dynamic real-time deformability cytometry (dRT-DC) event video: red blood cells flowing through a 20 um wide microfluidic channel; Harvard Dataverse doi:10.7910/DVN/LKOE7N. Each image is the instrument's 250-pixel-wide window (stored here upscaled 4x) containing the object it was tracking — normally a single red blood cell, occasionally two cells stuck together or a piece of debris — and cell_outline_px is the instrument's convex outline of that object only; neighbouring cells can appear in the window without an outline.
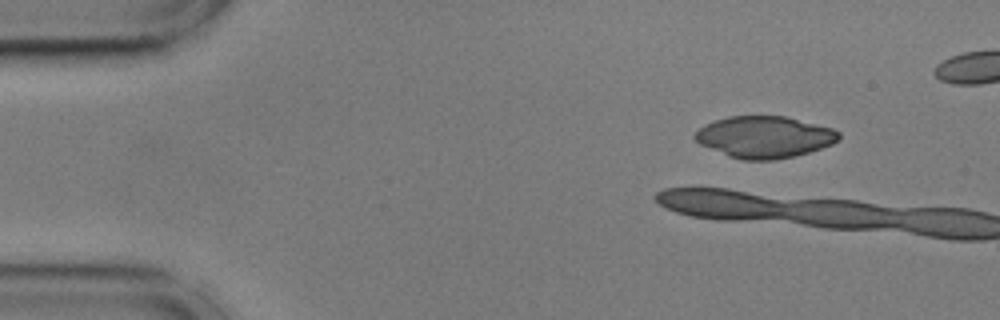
{"species": "common noctule bat (a hibernating species)", "species_latin": "Nyctalus noctula", "temperature_condition": "cold", "stored_images_in_passage": 3, "camera_frame_rate_fps": 3000, "um_per_image_px": 0.085, "animal": {"sex": "male", "body_mass_g": 17.9, "forearm_length_mm": 54.2}, "frame": {"image": 1, "passage_image": 1, "time_ms": 0.0, "image_size_px": [1000, 320], "cell_outline_px": [[840, 140], [832, 144], [808, 152], [792, 156], [772, 160], [744, 160], [728, 156], [700, 144], [692, 136], [704, 124], [728, 116], [784, 116], [832, 128], [840, 132]], "centroid_in_image_um": [64.97, 11.64], "position_along_channel_um": 20.0, "area_um2": 34.74}}